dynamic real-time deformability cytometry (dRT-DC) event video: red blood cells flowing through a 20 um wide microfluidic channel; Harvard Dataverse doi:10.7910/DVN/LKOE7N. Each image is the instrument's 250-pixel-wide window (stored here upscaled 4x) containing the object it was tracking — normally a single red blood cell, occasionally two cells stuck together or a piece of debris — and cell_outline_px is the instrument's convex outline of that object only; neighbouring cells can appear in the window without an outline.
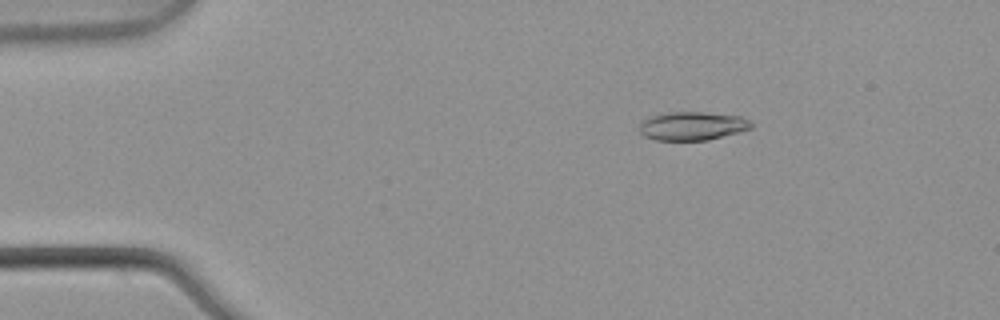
{"species": "common noctule bat (a hibernating species)", "species_latin": "Nyctalus noctula", "temperature_condition": "warm", "stored_images_in_passage": 5, "camera_frame_rate_fps": 3000, "um_per_image_px": 0.085, "animal": {"sex": "male", "body_mass_g": 21.5, "forearm_length_mm": 52.0}, "frame": {"image": 1, "passage_image": 2, "time_ms": 0.333, "image_size_px": [1000, 320], "cell_outline_px": [[752, 128], [708, 140], [656, 140], [644, 136], [640, 132], [640, 124], [644, 120], [652, 116], [668, 112], [704, 112], [740, 116], [752, 120]], "centroid_in_image_um": [58.87, 10.7], "position_along_channel_um": 26.1, "area_um2": 18.5}}
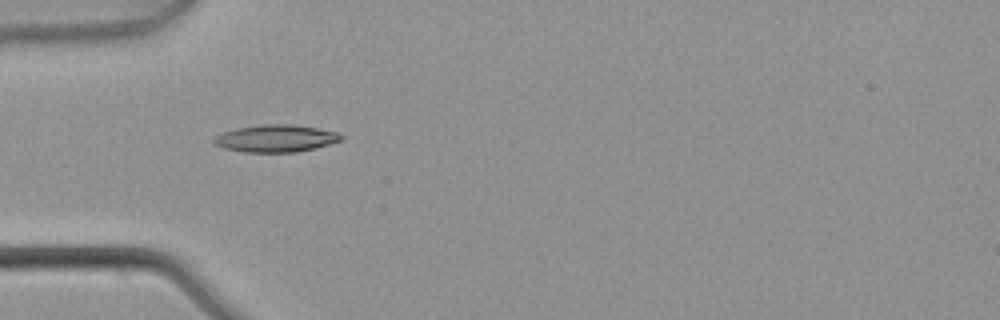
{"frame": {"image": 2, "passage_image": 4, "time_ms": 1.0, "image_size_px": [1000, 320], "cell_outline_px": [[344, 140], [296, 152], [244, 152], [224, 148], [212, 144], [212, 140], [216, 136], [224, 132], [240, 128], [264, 124], [292, 124], [316, 128], [336, 132], [344, 136]], "centroid_in_image_um": [23.44, 11.77], "position_along_channel_um": 61.6, "area_um2": 20.0}}
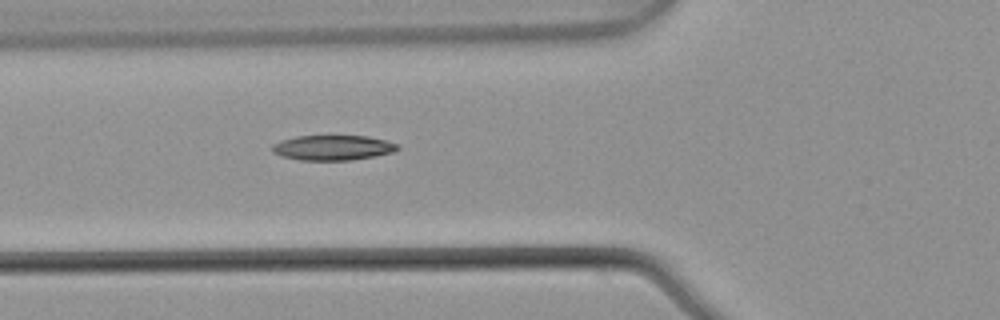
{"frame": {"image": 3, "passage_image": 5, "time_ms": 1.333, "image_size_px": [1000, 320], "cell_outline_px": [[400, 148], [392, 152], [372, 156], [348, 160], [300, 160], [280, 156], [272, 152], [272, 144], [280, 140], [296, 136], [368, 136], [400, 144]], "centroid_in_image_um": [28.25, 12.55], "position_along_channel_um": 97.6, "area_um2": 18.26}}